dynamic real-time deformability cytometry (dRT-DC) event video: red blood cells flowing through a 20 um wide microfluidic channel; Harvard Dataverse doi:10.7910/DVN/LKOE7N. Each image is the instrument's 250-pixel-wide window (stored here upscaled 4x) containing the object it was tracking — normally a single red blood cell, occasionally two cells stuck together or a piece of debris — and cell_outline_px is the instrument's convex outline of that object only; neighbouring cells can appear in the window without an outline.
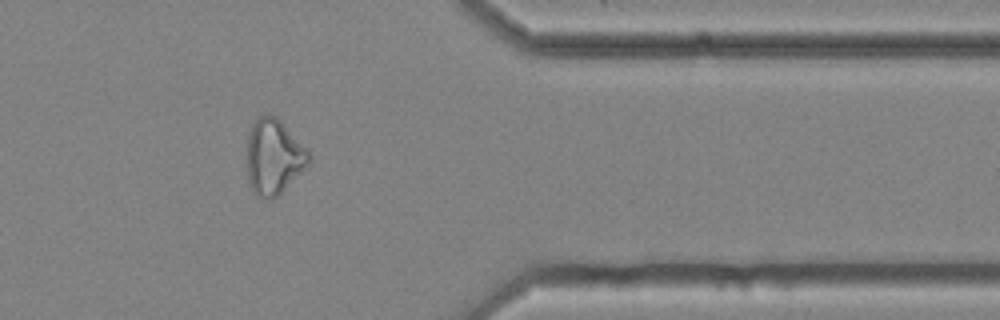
{"species": "common noctule bat (a hibernating species)", "species_latin": "Nyctalus noctula", "temperature_condition": "cold", "stored_images_in_passage": 14, "camera_frame_rate_fps": 3000, "um_per_image_px": 0.085, "animal": {"sex": "female", "body_mass_g": 25.1}, "frame": {"image": 1, "passage_image": 12, "time_ms": 3.667, "image_size_px": [1000, 320], "cell_outline_px": [[312, 160], [276, 196], [268, 200], [264, 200], [256, 196], [252, 192], [248, 180], [248, 132], [252, 124], [260, 116], [276, 116], [308, 148], [312, 156]], "centroid_in_image_um": [23.27, 13.33], "position_along_channel_um": 388.1, "area_um2": 26.99}}